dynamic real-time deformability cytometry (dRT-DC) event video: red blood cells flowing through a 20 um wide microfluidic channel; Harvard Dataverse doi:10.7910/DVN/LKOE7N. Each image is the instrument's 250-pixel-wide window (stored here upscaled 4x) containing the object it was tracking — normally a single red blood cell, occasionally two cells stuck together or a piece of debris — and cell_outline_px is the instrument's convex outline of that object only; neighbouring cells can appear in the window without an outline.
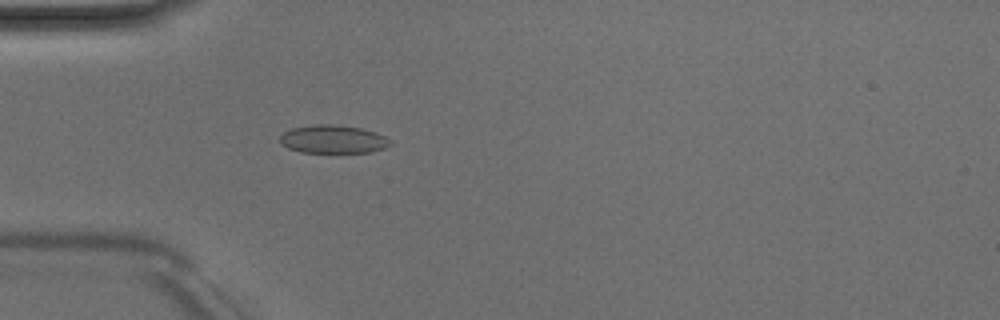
{"species": "Egyptian fruit bat (a non-hibernating species)", "species_latin": "Rousettus aegyptiacus", "temperature_condition": "room temperature", "stored_images_in_passage": 4, "camera_frame_rate_fps": 3000, "um_per_image_px": 0.085, "animal": {"sex": "male"}, "frame": {"image": 1, "passage_image": 4, "time_ms": 3.667, "image_size_px": [1000, 320], "cell_outline_px": [[392, 144], [384, 148], [372, 152], [300, 152], [288, 148], [280, 144], [280, 136], [284, 132], [292, 128], [316, 124], [332, 124], [360, 128], [376, 132], [392, 140]], "centroid_in_image_um": [28.32, 11.83], "position_along_channel_um": 56.7, "area_um2": 18.15}}